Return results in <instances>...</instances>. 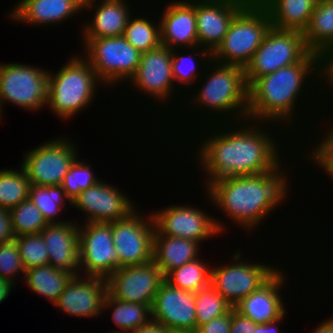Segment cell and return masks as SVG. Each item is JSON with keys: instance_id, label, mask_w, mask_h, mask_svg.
I'll return each mask as SVG.
<instances>
[{"instance_id": "19", "label": "cell", "mask_w": 333, "mask_h": 333, "mask_svg": "<svg viewBox=\"0 0 333 333\" xmlns=\"http://www.w3.org/2000/svg\"><path fill=\"white\" fill-rule=\"evenodd\" d=\"M195 292L185 291L164 281L151 306L152 320L177 332L196 331Z\"/></svg>"}, {"instance_id": "52", "label": "cell", "mask_w": 333, "mask_h": 333, "mask_svg": "<svg viewBox=\"0 0 333 333\" xmlns=\"http://www.w3.org/2000/svg\"><path fill=\"white\" fill-rule=\"evenodd\" d=\"M177 333H198L197 331L177 332Z\"/></svg>"}, {"instance_id": "45", "label": "cell", "mask_w": 333, "mask_h": 333, "mask_svg": "<svg viewBox=\"0 0 333 333\" xmlns=\"http://www.w3.org/2000/svg\"><path fill=\"white\" fill-rule=\"evenodd\" d=\"M10 213L8 210L0 208V243L14 240Z\"/></svg>"}, {"instance_id": "49", "label": "cell", "mask_w": 333, "mask_h": 333, "mask_svg": "<svg viewBox=\"0 0 333 333\" xmlns=\"http://www.w3.org/2000/svg\"><path fill=\"white\" fill-rule=\"evenodd\" d=\"M15 287L13 283L0 278V304L10 296L11 291Z\"/></svg>"}, {"instance_id": "46", "label": "cell", "mask_w": 333, "mask_h": 333, "mask_svg": "<svg viewBox=\"0 0 333 333\" xmlns=\"http://www.w3.org/2000/svg\"><path fill=\"white\" fill-rule=\"evenodd\" d=\"M132 333H175V332L170 329H167L160 323L151 319L148 323L140 326Z\"/></svg>"}, {"instance_id": "24", "label": "cell", "mask_w": 333, "mask_h": 333, "mask_svg": "<svg viewBox=\"0 0 333 333\" xmlns=\"http://www.w3.org/2000/svg\"><path fill=\"white\" fill-rule=\"evenodd\" d=\"M84 0H18L7 16L29 26H55L83 12Z\"/></svg>"}, {"instance_id": "33", "label": "cell", "mask_w": 333, "mask_h": 333, "mask_svg": "<svg viewBox=\"0 0 333 333\" xmlns=\"http://www.w3.org/2000/svg\"><path fill=\"white\" fill-rule=\"evenodd\" d=\"M210 269V263L198 257L169 272L165 281L175 288L197 292L210 285Z\"/></svg>"}, {"instance_id": "4", "label": "cell", "mask_w": 333, "mask_h": 333, "mask_svg": "<svg viewBox=\"0 0 333 333\" xmlns=\"http://www.w3.org/2000/svg\"><path fill=\"white\" fill-rule=\"evenodd\" d=\"M316 85L320 86V55L314 52H310L301 62L256 78L248 86V120L278 123L283 126L285 133L289 134L292 130L295 133L294 129L298 127V120H295L301 116L298 112L301 111L302 100H305L303 104L306 102L309 106V93H313L314 97V89L316 91L318 88L319 93L321 91ZM291 126H295L294 129Z\"/></svg>"}, {"instance_id": "40", "label": "cell", "mask_w": 333, "mask_h": 333, "mask_svg": "<svg viewBox=\"0 0 333 333\" xmlns=\"http://www.w3.org/2000/svg\"><path fill=\"white\" fill-rule=\"evenodd\" d=\"M329 123H327L329 126L325 129L324 127H326V125L324 126V122H322V124L319 123L320 125H323V132L320 131L319 133L321 140H319L316 145H312V148L314 147L313 149L311 148L310 150V148H307L306 153L307 151L308 153L304 155H306L307 162H311L309 164H315L319 169L321 168L320 170L333 181V121H330Z\"/></svg>"}, {"instance_id": "22", "label": "cell", "mask_w": 333, "mask_h": 333, "mask_svg": "<svg viewBox=\"0 0 333 333\" xmlns=\"http://www.w3.org/2000/svg\"><path fill=\"white\" fill-rule=\"evenodd\" d=\"M128 0H84L83 13L91 10V19L83 21L81 39L123 36L129 17L135 12ZM131 7V8H130ZM91 9V10H90ZM86 22V23H85Z\"/></svg>"}, {"instance_id": "29", "label": "cell", "mask_w": 333, "mask_h": 333, "mask_svg": "<svg viewBox=\"0 0 333 333\" xmlns=\"http://www.w3.org/2000/svg\"><path fill=\"white\" fill-rule=\"evenodd\" d=\"M307 48L321 55L333 47V0H318L303 32Z\"/></svg>"}, {"instance_id": "15", "label": "cell", "mask_w": 333, "mask_h": 333, "mask_svg": "<svg viewBox=\"0 0 333 333\" xmlns=\"http://www.w3.org/2000/svg\"><path fill=\"white\" fill-rule=\"evenodd\" d=\"M79 252L81 275L107 279L118 270L119 258L114 248L112 222H80Z\"/></svg>"}, {"instance_id": "31", "label": "cell", "mask_w": 333, "mask_h": 333, "mask_svg": "<svg viewBox=\"0 0 333 333\" xmlns=\"http://www.w3.org/2000/svg\"><path fill=\"white\" fill-rule=\"evenodd\" d=\"M147 12L151 18L146 13L145 16H140L139 12H134L135 15L132 14L129 17L123 34L126 41L141 53L151 51L161 45L160 20L157 16H153V13Z\"/></svg>"}, {"instance_id": "37", "label": "cell", "mask_w": 333, "mask_h": 333, "mask_svg": "<svg viewBox=\"0 0 333 333\" xmlns=\"http://www.w3.org/2000/svg\"><path fill=\"white\" fill-rule=\"evenodd\" d=\"M196 330L214 318L228 314L233 306L211 285L195 292Z\"/></svg>"}, {"instance_id": "13", "label": "cell", "mask_w": 333, "mask_h": 333, "mask_svg": "<svg viewBox=\"0 0 333 333\" xmlns=\"http://www.w3.org/2000/svg\"><path fill=\"white\" fill-rule=\"evenodd\" d=\"M151 213L155 224L154 235L185 238L202 245L206 240L219 238V235L227 233V226L223 221L213 215L211 217L209 212L196 205L173 204Z\"/></svg>"}, {"instance_id": "32", "label": "cell", "mask_w": 333, "mask_h": 333, "mask_svg": "<svg viewBox=\"0 0 333 333\" xmlns=\"http://www.w3.org/2000/svg\"><path fill=\"white\" fill-rule=\"evenodd\" d=\"M103 313L111 310V319L118 331L133 332L152 319L151 307L146 304L129 303L114 299L109 293L105 297Z\"/></svg>"}, {"instance_id": "25", "label": "cell", "mask_w": 333, "mask_h": 333, "mask_svg": "<svg viewBox=\"0 0 333 333\" xmlns=\"http://www.w3.org/2000/svg\"><path fill=\"white\" fill-rule=\"evenodd\" d=\"M48 224L41 232L52 267L79 275V221Z\"/></svg>"}, {"instance_id": "20", "label": "cell", "mask_w": 333, "mask_h": 333, "mask_svg": "<svg viewBox=\"0 0 333 333\" xmlns=\"http://www.w3.org/2000/svg\"><path fill=\"white\" fill-rule=\"evenodd\" d=\"M159 12L161 45L169 49L198 46L196 0H169ZM159 13V14H158Z\"/></svg>"}, {"instance_id": "26", "label": "cell", "mask_w": 333, "mask_h": 333, "mask_svg": "<svg viewBox=\"0 0 333 333\" xmlns=\"http://www.w3.org/2000/svg\"><path fill=\"white\" fill-rule=\"evenodd\" d=\"M202 246L185 238L154 235L153 261L166 276L172 270L197 259Z\"/></svg>"}, {"instance_id": "41", "label": "cell", "mask_w": 333, "mask_h": 333, "mask_svg": "<svg viewBox=\"0 0 333 333\" xmlns=\"http://www.w3.org/2000/svg\"><path fill=\"white\" fill-rule=\"evenodd\" d=\"M25 277V269L23 267L18 244L16 240H10L0 243V278L13 283H18L16 277Z\"/></svg>"}, {"instance_id": "14", "label": "cell", "mask_w": 333, "mask_h": 333, "mask_svg": "<svg viewBox=\"0 0 333 333\" xmlns=\"http://www.w3.org/2000/svg\"><path fill=\"white\" fill-rule=\"evenodd\" d=\"M142 214L136 207L126 217L112 222L114 248L119 268L153 260L155 224L151 211Z\"/></svg>"}, {"instance_id": "9", "label": "cell", "mask_w": 333, "mask_h": 333, "mask_svg": "<svg viewBox=\"0 0 333 333\" xmlns=\"http://www.w3.org/2000/svg\"><path fill=\"white\" fill-rule=\"evenodd\" d=\"M230 260L222 265H211L210 285L235 306L242 299L264 285L280 268L272 263L245 259L242 250H235ZM245 259V260H244Z\"/></svg>"}, {"instance_id": "43", "label": "cell", "mask_w": 333, "mask_h": 333, "mask_svg": "<svg viewBox=\"0 0 333 333\" xmlns=\"http://www.w3.org/2000/svg\"><path fill=\"white\" fill-rule=\"evenodd\" d=\"M231 311L197 328L198 333H230Z\"/></svg>"}, {"instance_id": "28", "label": "cell", "mask_w": 333, "mask_h": 333, "mask_svg": "<svg viewBox=\"0 0 333 333\" xmlns=\"http://www.w3.org/2000/svg\"><path fill=\"white\" fill-rule=\"evenodd\" d=\"M269 12L273 28L304 32L318 0H258Z\"/></svg>"}, {"instance_id": "50", "label": "cell", "mask_w": 333, "mask_h": 333, "mask_svg": "<svg viewBox=\"0 0 333 333\" xmlns=\"http://www.w3.org/2000/svg\"><path fill=\"white\" fill-rule=\"evenodd\" d=\"M108 333H131V332H127V331H118L117 329L114 331H110Z\"/></svg>"}, {"instance_id": "51", "label": "cell", "mask_w": 333, "mask_h": 333, "mask_svg": "<svg viewBox=\"0 0 333 333\" xmlns=\"http://www.w3.org/2000/svg\"><path fill=\"white\" fill-rule=\"evenodd\" d=\"M3 115H4V114H3V111H2L1 106H0V122L2 121L3 117H5V116H3Z\"/></svg>"}, {"instance_id": "5", "label": "cell", "mask_w": 333, "mask_h": 333, "mask_svg": "<svg viewBox=\"0 0 333 333\" xmlns=\"http://www.w3.org/2000/svg\"><path fill=\"white\" fill-rule=\"evenodd\" d=\"M67 60L57 71L49 69V98L46 108L61 121H68L90 108L100 86L106 88L80 53L72 54Z\"/></svg>"}, {"instance_id": "10", "label": "cell", "mask_w": 333, "mask_h": 333, "mask_svg": "<svg viewBox=\"0 0 333 333\" xmlns=\"http://www.w3.org/2000/svg\"><path fill=\"white\" fill-rule=\"evenodd\" d=\"M127 84L141 95L146 94L150 100L157 101L156 106H158V104H160L161 107L164 105L162 107L163 109L161 108L163 111L167 107L173 106L171 108L169 107L170 110L167 112L168 114L174 106V109L178 111L177 108H181V105H183L182 102L185 100L181 97L182 94H179L181 92L174 84L172 75V50L163 45L142 53L138 68ZM176 94L180 96L177 97ZM175 100L177 104H175ZM171 101L172 105H170ZM179 101L181 103H179Z\"/></svg>"}, {"instance_id": "34", "label": "cell", "mask_w": 333, "mask_h": 333, "mask_svg": "<svg viewBox=\"0 0 333 333\" xmlns=\"http://www.w3.org/2000/svg\"><path fill=\"white\" fill-rule=\"evenodd\" d=\"M31 187L24 168L0 170V208L11 210L29 198Z\"/></svg>"}, {"instance_id": "27", "label": "cell", "mask_w": 333, "mask_h": 333, "mask_svg": "<svg viewBox=\"0 0 333 333\" xmlns=\"http://www.w3.org/2000/svg\"><path fill=\"white\" fill-rule=\"evenodd\" d=\"M212 61V54L202 47L172 50V75L175 87L182 92L192 90L196 82L203 75L206 66ZM201 72V73H200ZM184 88V89H183ZM187 90H186V89ZM183 89V90H182Z\"/></svg>"}, {"instance_id": "42", "label": "cell", "mask_w": 333, "mask_h": 333, "mask_svg": "<svg viewBox=\"0 0 333 333\" xmlns=\"http://www.w3.org/2000/svg\"><path fill=\"white\" fill-rule=\"evenodd\" d=\"M322 85V86H321ZM326 85V86H325ZM323 92H333V47L320 55V86ZM328 89V91H327Z\"/></svg>"}, {"instance_id": "11", "label": "cell", "mask_w": 333, "mask_h": 333, "mask_svg": "<svg viewBox=\"0 0 333 333\" xmlns=\"http://www.w3.org/2000/svg\"><path fill=\"white\" fill-rule=\"evenodd\" d=\"M310 52L302 32L271 27L244 68L247 86L256 78L301 62Z\"/></svg>"}, {"instance_id": "6", "label": "cell", "mask_w": 333, "mask_h": 333, "mask_svg": "<svg viewBox=\"0 0 333 333\" xmlns=\"http://www.w3.org/2000/svg\"><path fill=\"white\" fill-rule=\"evenodd\" d=\"M271 27L268 10L258 0H250L235 15L223 41L211 53L212 61L245 68Z\"/></svg>"}, {"instance_id": "18", "label": "cell", "mask_w": 333, "mask_h": 333, "mask_svg": "<svg viewBox=\"0 0 333 333\" xmlns=\"http://www.w3.org/2000/svg\"><path fill=\"white\" fill-rule=\"evenodd\" d=\"M107 294L106 279L74 275L53 306L69 316L96 319L103 314Z\"/></svg>"}, {"instance_id": "23", "label": "cell", "mask_w": 333, "mask_h": 333, "mask_svg": "<svg viewBox=\"0 0 333 333\" xmlns=\"http://www.w3.org/2000/svg\"><path fill=\"white\" fill-rule=\"evenodd\" d=\"M286 272L280 267L264 285L242 299L234 308L255 324H267L281 318L287 312L283 294L281 295L288 283Z\"/></svg>"}, {"instance_id": "8", "label": "cell", "mask_w": 333, "mask_h": 333, "mask_svg": "<svg viewBox=\"0 0 333 333\" xmlns=\"http://www.w3.org/2000/svg\"><path fill=\"white\" fill-rule=\"evenodd\" d=\"M49 98V70L24 63H0V106L12 104L30 112L42 111ZM41 109V110H40Z\"/></svg>"}, {"instance_id": "7", "label": "cell", "mask_w": 333, "mask_h": 333, "mask_svg": "<svg viewBox=\"0 0 333 333\" xmlns=\"http://www.w3.org/2000/svg\"><path fill=\"white\" fill-rule=\"evenodd\" d=\"M81 55L94 69L99 80L110 89L129 81L136 72L142 53L123 36L81 39ZM113 87V88H112Z\"/></svg>"}, {"instance_id": "12", "label": "cell", "mask_w": 333, "mask_h": 333, "mask_svg": "<svg viewBox=\"0 0 333 333\" xmlns=\"http://www.w3.org/2000/svg\"><path fill=\"white\" fill-rule=\"evenodd\" d=\"M79 148L67 136L53 137L25 151L21 166L31 185L59 188L71 165L79 157Z\"/></svg>"}, {"instance_id": "21", "label": "cell", "mask_w": 333, "mask_h": 333, "mask_svg": "<svg viewBox=\"0 0 333 333\" xmlns=\"http://www.w3.org/2000/svg\"><path fill=\"white\" fill-rule=\"evenodd\" d=\"M250 0H196L198 46L211 53L227 34L235 15Z\"/></svg>"}, {"instance_id": "44", "label": "cell", "mask_w": 333, "mask_h": 333, "mask_svg": "<svg viewBox=\"0 0 333 333\" xmlns=\"http://www.w3.org/2000/svg\"><path fill=\"white\" fill-rule=\"evenodd\" d=\"M256 325L234 307L232 308L230 333H254Z\"/></svg>"}, {"instance_id": "2", "label": "cell", "mask_w": 333, "mask_h": 333, "mask_svg": "<svg viewBox=\"0 0 333 333\" xmlns=\"http://www.w3.org/2000/svg\"><path fill=\"white\" fill-rule=\"evenodd\" d=\"M285 164L283 162L276 169L262 174L212 181L202 187L207 195L205 200H210L211 207L218 209L238 228L253 233L291 194L289 165L292 164Z\"/></svg>"}, {"instance_id": "3", "label": "cell", "mask_w": 333, "mask_h": 333, "mask_svg": "<svg viewBox=\"0 0 333 333\" xmlns=\"http://www.w3.org/2000/svg\"><path fill=\"white\" fill-rule=\"evenodd\" d=\"M192 89L194 91L188 90V97H184L186 100L183 101V105L181 107L183 113L181 110H179L177 112L178 114H175L173 113V109L171 113L174 115L173 117L169 116L168 114H164L165 118L166 116L169 117L165 119H169V122L172 121L170 117L174 119L176 117L175 121L173 120L174 123L176 121L178 122L174 124L175 126L177 124L179 125L180 121L183 124V126L180 124L181 129H179V126L176 127H178V131H181L182 128H184V134L182 131L181 133L176 131V135L173 132L174 136L179 134V137H177L180 138L179 141L184 140L183 138L185 136L182 135H185L187 131V135H190V133L195 130V128H198V126L201 127L218 123H234L248 119V86L245 80V72L243 67L237 65H223L211 61L206 66L203 76L200 77ZM186 107H188V110ZM184 111L187 113L184 114ZM189 113L192 117H189ZM186 121L188 124L185 123ZM187 127L188 129L185 130Z\"/></svg>"}, {"instance_id": "16", "label": "cell", "mask_w": 333, "mask_h": 333, "mask_svg": "<svg viewBox=\"0 0 333 333\" xmlns=\"http://www.w3.org/2000/svg\"><path fill=\"white\" fill-rule=\"evenodd\" d=\"M111 184L101 179L92 187L81 191L69 203L72 208L85 213L82 223L115 222L126 217L137 207L130 195Z\"/></svg>"}, {"instance_id": "38", "label": "cell", "mask_w": 333, "mask_h": 333, "mask_svg": "<svg viewBox=\"0 0 333 333\" xmlns=\"http://www.w3.org/2000/svg\"><path fill=\"white\" fill-rule=\"evenodd\" d=\"M9 213L15 237L41 233L48 225L41 211L29 198L9 210Z\"/></svg>"}, {"instance_id": "35", "label": "cell", "mask_w": 333, "mask_h": 333, "mask_svg": "<svg viewBox=\"0 0 333 333\" xmlns=\"http://www.w3.org/2000/svg\"><path fill=\"white\" fill-rule=\"evenodd\" d=\"M29 199L41 211L48 224L64 223L70 220L64 219V217L61 219V214L69 201L63 196L59 188L31 185Z\"/></svg>"}, {"instance_id": "30", "label": "cell", "mask_w": 333, "mask_h": 333, "mask_svg": "<svg viewBox=\"0 0 333 333\" xmlns=\"http://www.w3.org/2000/svg\"><path fill=\"white\" fill-rule=\"evenodd\" d=\"M73 276V273L47 264L26 270L22 281L31 291L54 305Z\"/></svg>"}, {"instance_id": "36", "label": "cell", "mask_w": 333, "mask_h": 333, "mask_svg": "<svg viewBox=\"0 0 333 333\" xmlns=\"http://www.w3.org/2000/svg\"><path fill=\"white\" fill-rule=\"evenodd\" d=\"M85 160L80 159L79 156L74 161L59 187L60 192L69 203L81 191L92 187L102 179L96 176L97 174L94 173L92 165Z\"/></svg>"}, {"instance_id": "39", "label": "cell", "mask_w": 333, "mask_h": 333, "mask_svg": "<svg viewBox=\"0 0 333 333\" xmlns=\"http://www.w3.org/2000/svg\"><path fill=\"white\" fill-rule=\"evenodd\" d=\"M19 255L26 270L49 264L48 251L41 233L21 235L14 238Z\"/></svg>"}, {"instance_id": "1", "label": "cell", "mask_w": 333, "mask_h": 333, "mask_svg": "<svg viewBox=\"0 0 333 333\" xmlns=\"http://www.w3.org/2000/svg\"><path fill=\"white\" fill-rule=\"evenodd\" d=\"M278 128L280 129L278 130ZM283 130L284 128L278 124L247 119L234 123L201 126L190 133L191 137L187 136L189 138L187 141L184 139L183 142H179L177 138L175 140L177 145L184 143V145H179L182 148L185 145L188 146L186 150H182L187 152V158L190 146L196 150L194 153L191 150L190 154L194 156L196 160L194 162H197L196 167L199 166L198 172L200 170V173L203 172L204 181L201 185L205 188L215 180L232 176L262 174L272 171L284 161L286 162L287 160L284 159L289 151L282 150L284 148L282 143L285 142L286 145L287 142L288 145L289 141L285 140V135L287 137L289 135H281L284 133ZM194 138L196 139L194 140ZM280 138L285 141H281ZM188 141L190 144L195 142L198 145L194 143L189 146ZM283 151L286 153L285 156L282 155Z\"/></svg>"}, {"instance_id": "17", "label": "cell", "mask_w": 333, "mask_h": 333, "mask_svg": "<svg viewBox=\"0 0 333 333\" xmlns=\"http://www.w3.org/2000/svg\"><path fill=\"white\" fill-rule=\"evenodd\" d=\"M108 293L117 300L152 306L165 276L152 260L121 267L107 279Z\"/></svg>"}, {"instance_id": "47", "label": "cell", "mask_w": 333, "mask_h": 333, "mask_svg": "<svg viewBox=\"0 0 333 333\" xmlns=\"http://www.w3.org/2000/svg\"><path fill=\"white\" fill-rule=\"evenodd\" d=\"M287 313L288 312H286L281 318L267 324H257L254 333H281L279 329L280 323H283V320H285Z\"/></svg>"}, {"instance_id": "48", "label": "cell", "mask_w": 333, "mask_h": 333, "mask_svg": "<svg viewBox=\"0 0 333 333\" xmlns=\"http://www.w3.org/2000/svg\"><path fill=\"white\" fill-rule=\"evenodd\" d=\"M312 333H333V316H329L319 322V324L313 329Z\"/></svg>"}]
</instances>
